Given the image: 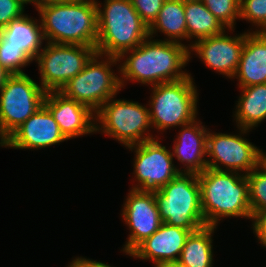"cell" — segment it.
<instances>
[{
  "instance_id": "30",
  "label": "cell",
  "mask_w": 266,
  "mask_h": 267,
  "mask_svg": "<svg viewBox=\"0 0 266 267\" xmlns=\"http://www.w3.org/2000/svg\"><path fill=\"white\" fill-rule=\"evenodd\" d=\"M24 7L18 0H0V30L11 21L21 18Z\"/></svg>"
},
{
  "instance_id": "3",
  "label": "cell",
  "mask_w": 266,
  "mask_h": 267,
  "mask_svg": "<svg viewBox=\"0 0 266 267\" xmlns=\"http://www.w3.org/2000/svg\"><path fill=\"white\" fill-rule=\"evenodd\" d=\"M197 177L206 225L217 227L225 217L253 219L246 175L206 168Z\"/></svg>"
},
{
  "instance_id": "15",
  "label": "cell",
  "mask_w": 266,
  "mask_h": 267,
  "mask_svg": "<svg viewBox=\"0 0 266 267\" xmlns=\"http://www.w3.org/2000/svg\"><path fill=\"white\" fill-rule=\"evenodd\" d=\"M67 141L50 111L42 105L19 126L0 147L15 149H44Z\"/></svg>"
},
{
  "instance_id": "18",
  "label": "cell",
  "mask_w": 266,
  "mask_h": 267,
  "mask_svg": "<svg viewBox=\"0 0 266 267\" xmlns=\"http://www.w3.org/2000/svg\"><path fill=\"white\" fill-rule=\"evenodd\" d=\"M174 140L172 156L183 164L181 172L199 174L207 168L208 129L198 119L181 126ZM204 158V159H203ZM185 168V169H184Z\"/></svg>"
},
{
  "instance_id": "9",
  "label": "cell",
  "mask_w": 266,
  "mask_h": 267,
  "mask_svg": "<svg viewBox=\"0 0 266 267\" xmlns=\"http://www.w3.org/2000/svg\"><path fill=\"white\" fill-rule=\"evenodd\" d=\"M46 91L28 74H11L0 89V145L44 103Z\"/></svg>"
},
{
  "instance_id": "7",
  "label": "cell",
  "mask_w": 266,
  "mask_h": 267,
  "mask_svg": "<svg viewBox=\"0 0 266 267\" xmlns=\"http://www.w3.org/2000/svg\"><path fill=\"white\" fill-rule=\"evenodd\" d=\"M118 62V57H104L95 53L83 70L71 78L59 92L96 112L109 99L119 94L122 88L120 77L111 68Z\"/></svg>"
},
{
  "instance_id": "11",
  "label": "cell",
  "mask_w": 266,
  "mask_h": 267,
  "mask_svg": "<svg viewBox=\"0 0 266 267\" xmlns=\"http://www.w3.org/2000/svg\"><path fill=\"white\" fill-rule=\"evenodd\" d=\"M239 130L238 135L208 130L207 168L247 175L258 166L259 148L241 136L250 130Z\"/></svg>"
},
{
  "instance_id": "27",
  "label": "cell",
  "mask_w": 266,
  "mask_h": 267,
  "mask_svg": "<svg viewBox=\"0 0 266 267\" xmlns=\"http://www.w3.org/2000/svg\"><path fill=\"white\" fill-rule=\"evenodd\" d=\"M207 9L230 31L239 18L240 0H201Z\"/></svg>"
},
{
  "instance_id": "25",
  "label": "cell",
  "mask_w": 266,
  "mask_h": 267,
  "mask_svg": "<svg viewBox=\"0 0 266 267\" xmlns=\"http://www.w3.org/2000/svg\"><path fill=\"white\" fill-rule=\"evenodd\" d=\"M33 60L18 46L11 44L0 34V64L11 74H23L21 68Z\"/></svg>"
},
{
  "instance_id": "24",
  "label": "cell",
  "mask_w": 266,
  "mask_h": 267,
  "mask_svg": "<svg viewBox=\"0 0 266 267\" xmlns=\"http://www.w3.org/2000/svg\"><path fill=\"white\" fill-rule=\"evenodd\" d=\"M216 226L207 225L191 232L178 261L187 267H213V233Z\"/></svg>"
},
{
  "instance_id": "28",
  "label": "cell",
  "mask_w": 266,
  "mask_h": 267,
  "mask_svg": "<svg viewBox=\"0 0 266 267\" xmlns=\"http://www.w3.org/2000/svg\"><path fill=\"white\" fill-rule=\"evenodd\" d=\"M239 19L257 26L253 32H266V0H240Z\"/></svg>"
},
{
  "instance_id": "4",
  "label": "cell",
  "mask_w": 266,
  "mask_h": 267,
  "mask_svg": "<svg viewBox=\"0 0 266 267\" xmlns=\"http://www.w3.org/2000/svg\"><path fill=\"white\" fill-rule=\"evenodd\" d=\"M96 1L98 38L96 53L119 57L138 47L149 37V27L142 21L130 0ZM99 3V4H98Z\"/></svg>"
},
{
  "instance_id": "5",
  "label": "cell",
  "mask_w": 266,
  "mask_h": 267,
  "mask_svg": "<svg viewBox=\"0 0 266 267\" xmlns=\"http://www.w3.org/2000/svg\"><path fill=\"white\" fill-rule=\"evenodd\" d=\"M154 193L163 223L191 232L207 226L202 214L196 173L180 172L168 184L154 190Z\"/></svg>"
},
{
  "instance_id": "36",
  "label": "cell",
  "mask_w": 266,
  "mask_h": 267,
  "mask_svg": "<svg viewBox=\"0 0 266 267\" xmlns=\"http://www.w3.org/2000/svg\"><path fill=\"white\" fill-rule=\"evenodd\" d=\"M21 4H23L25 6V4H33L36 5L35 8H37L38 6V0H18Z\"/></svg>"
},
{
  "instance_id": "26",
  "label": "cell",
  "mask_w": 266,
  "mask_h": 267,
  "mask_svg": "<svg viewBox=\"0 0 266 267\" xmlns=\"http://www.w3.org/2000/svg\"><path fill=\"white\" fill-rule=\"evenodd\" d=\"M252 216L266 209V172L257 166L246 175Z\"/></svg>"
},
{
  "instance_id": "31",
  "label": "cell",
  "mask_w": 266,
  "mask_h": 267,
  "mask_svg": "<svg viewBox=\"0 0 266 267\" xmlns=\"http://www.w3.org/2000/svg\"><path fill=\"white\" fill-rule=\"evenodd\" d=\"M252 221L253 233L259 243L266 248V209L258 212Z\"/></svg>"
},
{
  "instance_id": "23",
  "label": "cell",
  "mask_w": 266,
  "mask_h": 267,
  "mask_svg": "<svg viewBox=\"0 0 266 267\" xmlns=\"http://www.w3.org/2000/svg\"><path fill=\"white\" fill-rule=\"evenodd\" d=\"M187 40L194 42L227 30L202 1L184 2Z\"/></svg>"
},
{
  "instance_id": "19",
  "label": "cell",
  "mask_w": 266,
  "mask_h": 267,
  "mask_svg": "<svg viewBox=\"0 0 266 267\" xmlns=\"http://www.w3.org/2000/svg\"><path fill=\"white\" fill-rule=\"evenodd\" d=\"M234 78L239 87L266 83V32H250L245 37Z\"/></svg>"
},
{
  "instance_id": "37",
  "label": "cell",
  "mask_w": 266,
  "mask_h": 267,
  "mask_svg": "<svg viewBox=\"0 0 266 267\" xmlns=\"http://www.w3.org/2000/svg\"><path fill=\"white\" fill-rule=\"evenodd\" d=\"M53 1H70V0H38V5L41 3L53 2Z\"/></svg>"
},
{
  "instance_id": "32",
  "label": "cell",
  "mask_w": 266,
  "mask_h": 267,
  "mask_svg": "<svg viewBox=\"0 0 266 267\" xmlns=\"http://www.w3.org/2000/svg\"><path fill=\"white\" fill-rule=\"evenodd\" d=\"M67 267H111L107 263H102L96 260H90L89 258L75 257Z\"/></svg>"
},
{
  "instance_id": "20",
  "label": "cell",
  "mask_w": 266,
  "mask_h": 267,
  "mask_svg": "<svg viewBox=\"0 0 266 267\" xmlns=\"http://www.w3.org/2000/svg\"><path fill=\"white\" fill-rule=\"evenodd\" d=\"M239 88L234 120L237 128L252 130L266 119V83Z\"/></svg>"
},
{
  "instance_id": "17",
  "label": "cell",
  "mask_w": 266,
  "mask_h": 267,
  "mask_svg": "<svg viewBox=\"0 0 266 267\" xmlns=\"http://www.w3.org/2000/svg\"><path fill=\"white\" fill-rule=\"evenodd\" d=\"M191 231L162 223L159 229L140 243L129 256L149 260L156 267L168 261H178Z\"/></svg>"
},
{
  "instance_id": "38",
  "label": "cell",
  "mask_w": 266,
  "mask_h": 267,
  "mask_svg": "<svg viewBox=\"0 0 266 267\" xmlns=\"http://www.w3.org/2000/svg\"><path fill=\"white\" fill-rule=\"evenodd\" d=\"M180 2H194V1H201V0H179Z\"/></svg>"
},
{
  "instance_id": "13",
  "label": "cell",
  "mask_w": 266,
  "mask_h": 267,
  "mask_svg": "<svg viewBox=\"0 0 266 267\" xmlns=\"http://www.w3.org/2000/svg\"><path fill=\"white\" fill-rule=\"evenodd\" d=\"M122 208V220L130 234L123 251L129 255L162 225L154 191L131 189Z\"/></svg>"
},
{
  "instance_id": "1",
  "label": "cell",
  "mask_w": 266,
  "mask_h": 267,
  "mask_svg": "<svg viewBox=\"0 0 266 267\" xmlns=\"http://www.w3.org/2000/svg\"><path fill=\"white\" fill-rule=\"evenodd\" d=\"M118 60H124L118 67L122 88L127 81L155 86L189 76L182 70L190 61L189 48L183 43L148 37L138 47L123 52Z\"/></svg>"
},
{
  "instance_id": "14",
  "label": "cell",
  "mask_w": 266,
  "mask_h": 267,
  "mask_svg": "<svg viewBox=\"0 0 266 267\" xmlns=\"http://www.w3.org/2000/svg\"><path fill=\"white\" fill-rule=\"evenodd\" d=\"M248 33L245 31L237 36H228L224 31L220 35L196 42L191 41L188 44L189 59H191V52H195V55L204 62L206 67L230 79L234 78L239 66L245 37Z\"/></svg>"
},
{
  "instance_id": "10",
  "label": "cell",
  "mask_w": 266,
  "mask_h": 267,
  "mask_svg": "<svg viewBox=\"0 0 266 267\" xmlns=\"http://www.w3.org/2000/svg\"><path fill=\"white\" fill-rule=\"evenodd\" d=\"M45 43L34 61L38 64L40 85L46 92L60 91L96 53L90 46Z\"/></svg>"
},
{
  "instance_id": "8",
  "label": "cell",
  "mask_w": 266,
  "mask_h": 267,
  "mask_svg": "<svg viewBox=\"0 0 266 267\" xmlns=\"http://www.w3.org/2000/svg\"><path fill=\"white\" fill-rule=\"evenodd\" d=\"M149 128V108L135 101L112 97L95 112V132L114 138L125 148L154 139Z\"/></svg>"
},
{
  "instance_id": "16",
  "label": "cell",
  "mask_w": 266,
  "mask_h": 267,
  "mask_svg": "<svg viewBox=\"0 0 266 267\" xmlns=\"http://www.w3.org/2000/svg\"><path fill=\"white\" fill-rule=\"evenodd\" d=\"M43 105L50 111L67 140L95 133V112L88 106L59 91L47 92Z\"/></svg>"
},
{
  "instance_id": "34",
  "label": "cell",
  "mask_w": 266,
  "mask_h": 267,
  "mask_svg": "<svg viewBox=\"0 0 266 267\" xmlns=\"http://www.w3.org/2000/svg\"><path fill=\"white\" fill-rule=\"evenodd\" d=\"M258 166L266 172V153L259 149Z\"/></svg>"
},
{
  "instance_id": "22",
  "label": "cell",
  "mask_w": 266,
  "mask_h": 267,
  "mask_svg": "<svg viewBox=\"0 0 266 267\" xmlns=\"http://www.w3.org/2000/svg\"><path fill=\"white\" fill-rule=\"evenodd\" d=\"M161 32L167 36L164 41L182 43L187 41L184 2L179 0H165L158 17L149 27V37Z\"/></svg>"
},
{
  "instance_id": "6",
  "label": "cell",
  "mask_w": 266,
  "mask_h": 267,
  "mask_svg": "<svg viewBox=\"0 0 266 267\" xmlns=\"http://www.w3.org/2000/svg\"><path fill=\"white\" fill-rule=\"evenodd\" d=\"M189 76L151 86L149 114L152 128L165 131L197 119L198 90Z\"/></svg>"
},
{
  "instance_id": "21",
  "label": "cell",
  "mask_w": 266,
  "mask_h": 267,
  "mask_svg": "<svg viewBox=\"0 0 266 267\" xmlns=\"http://www.w3.org/2000/svg\"><path fill=\"white\" fill-rule=\"evenodd\" d=\"M0 34L11 44L23 49L32 60L36 59L43 48L42 42L45 41L41 22L37 19L34 20L27 14L11 21L0 30Z\"/></svg>"
},
{
  "instance_id": "12",
  "label": "cell",
  "mask_w": 266,
  "mask_h": 267,
  "mask_svg": "<svg viewBox=\"0 0 266 267\" xmlns=\"http://www.w3.org/2000/svg\"><path fill=\"white\" fill-rule=\"evenodd\" d=\"M158 137L126 148L135 152V184L131 189L154 191L168 184L181 169L173 163L172 152L158 141Z\"/></svg>"
},
{
  "instance_id": "2",
  "label": "cell",
  "mask_w": 266,
  "mask_h": 267,
  "mask_svg": "<svg viewBox=\"0 0 266 267\" xmlns=\"http://www.w3.org/2000/svg\"><path fill=\"white\" fill-rule=\"evenodd\" d=\"M45 41L94 47L98 38L96 0H70L37 6Z\"/></svg>"
},
{
  "instance_id": "33",
  "label": "cell",
  "mask_w": 266,
  "mask_h": 267,
  "mask_svg": "<svg viewBox=\"0 0 266 267\" xmlns=\"http://www.w3.org/2000/svg\"><path fill=\"white\" fill-rule=\"evenodd\" d=\"M10 75L11 73L0 64V89L4 86L6 80Z\"/></svg>"
},
{
  "instance_id": "35",
  "label": "cell",
  "mask_w": 266,
  "mask_h": 267,
  "mask_svg": "<svg viewBox=\"0 0 266 267\" xmlns=\"http://www.w3.org/2000/svg\"><path fill=\"white\" fill-rule=\"evenodd\" d=\"M156 267H187V266L182 264L180 261H168V262L161 263Z\"/></svg>"
},
{
  "instance_id": "29",
  "label": "cell",
  "mask_w": 266,
  "mask_h": 267,
  "mask_svg": "<svg viewBox=\"0 0 266 267\" xmlns=\"http://www.w3.org/2000/svg\"><path fill=\"white\" fill-rule=\"evenodd\" d=\"M142 21L150 27L158 17L165 0H130Z\"/></svg>"
}]
</instances>
